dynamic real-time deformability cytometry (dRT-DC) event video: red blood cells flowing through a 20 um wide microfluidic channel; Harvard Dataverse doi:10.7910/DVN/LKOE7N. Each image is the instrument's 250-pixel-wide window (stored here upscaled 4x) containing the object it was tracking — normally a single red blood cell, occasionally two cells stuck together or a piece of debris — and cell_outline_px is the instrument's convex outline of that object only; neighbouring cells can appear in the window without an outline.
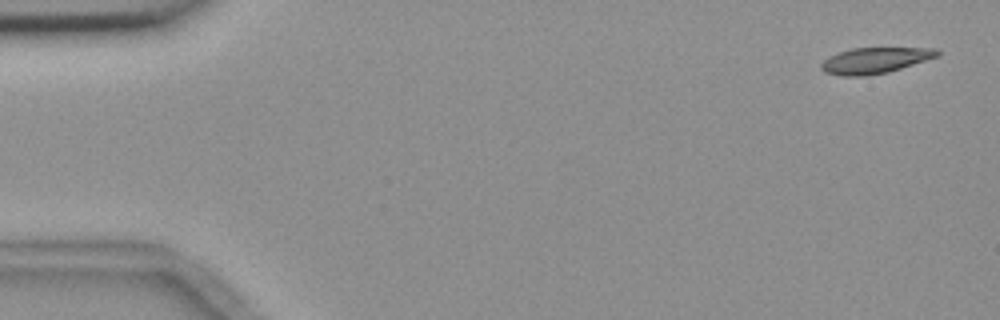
{"species": "common noctule bat (a hibernating species)", "species_latin": "Nyctalus noctula", "temperature_condition": "room temperature", "stored_images_in_passage": 55, "camera_frame_rate_fps": 3000, "um_per_image_px": 0.085, "animal": {"sex": "female", "body_mass_g": 18.4}, "frame": {"image": 1, "passage_image": 2, "time_ms": 0.333, "image_size_px": [1000, 320], "cell_outline_px": [[940, 56], [888, 72], [868, 76], [840, 76], [824, 72], [820, 68], [820, 64], [828, 56], [852, 48], [936, 48], [940, 52]], "centroid_in_image_um": [74.36, 5.14], "position_along_channel_um": 10.6, "area_um2": 17.63}}
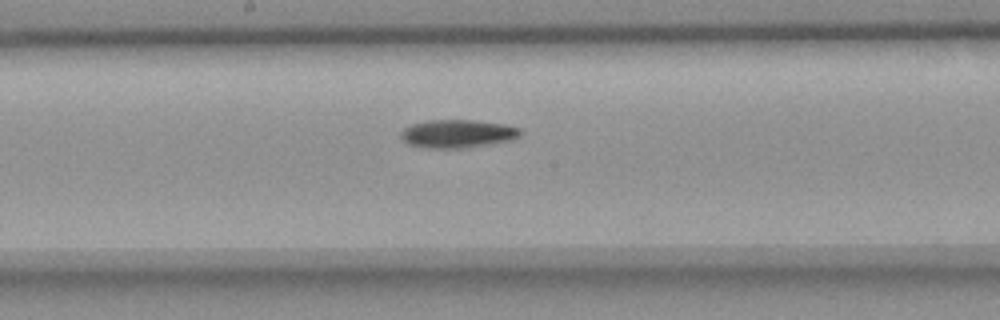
{"frame": {"image": 2, "passage_image": 29, "time_ms": 9.333, "image_size_px": [1000, 320], "cell_outline_px": [[524, 132], [520, 136], [512, 140], [488, 144], [460, 148], [424, 148], [408, 144], [400, 136], [400, 132], [404, 128], [412, 124], [428, 120], [472, 120], [508, 124], [520, 128]], "centroid_in_image_um": [38.92, 11.36], "position_along_channel_um": 209.3, "area_um2": 19.77}}
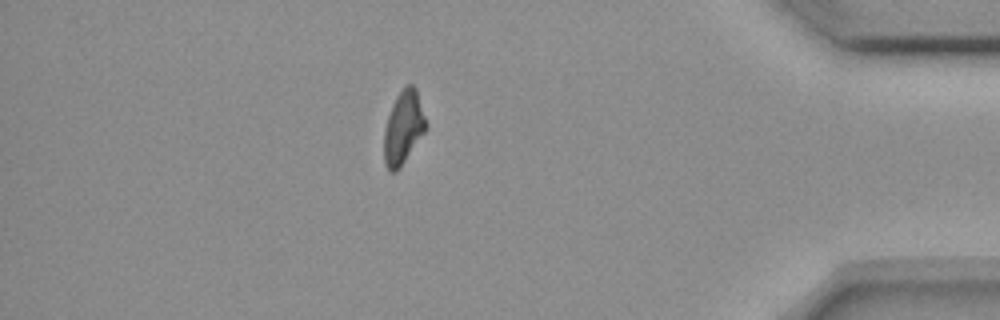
{"frame": {"image": 3, "passage_image": 48, "time_ms": 15.667, "image_size_px": [1000, 320], "cell_outline_px": [[428, 128], [400, 168], [396, 172], [392, 172], [384, 164], [384, 128], [392, 104], [396, 96], [408, 84], [412, 84], [416, 88], [428, 124]], "centroid_in_image_um": [34.3, 10.85], "position_along_channel_um": 400.9, "area_um2": 18.03}, "authors_computed_cell_mechanics": {"area_um2": 18.5538, "velocity_mm_per_s": 3.648, "shape_relaxation_time_tau1_ms": 7.8959, "shape_relaxation_time_tau2_ms": null, "deformation_change_tau1": 0.181, "deformation_change_tau2": null}}